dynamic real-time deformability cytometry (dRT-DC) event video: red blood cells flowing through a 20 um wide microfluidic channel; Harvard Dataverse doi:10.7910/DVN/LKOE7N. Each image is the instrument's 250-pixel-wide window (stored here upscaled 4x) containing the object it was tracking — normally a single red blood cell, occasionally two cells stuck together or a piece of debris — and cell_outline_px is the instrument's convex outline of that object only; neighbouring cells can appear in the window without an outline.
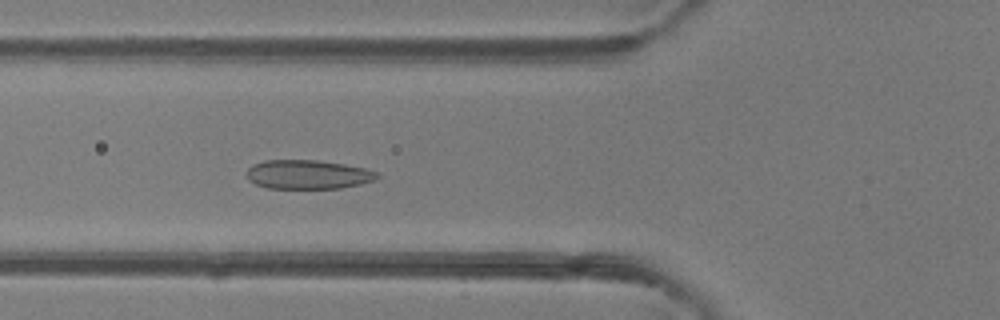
{"species": "common noctule bat (a hibernating species)", "species_latin": "Nyctalus noctula", "temperature_condition": "room temperature", "stored_images_in_passage": 48, "camera_frame_rate_fps": 3000, "um_per_image_px": 0.085, "animal": {"sex": "female"}, "frame": {"image": 1, "passage_image": 17, "time_ms": 5.333, "image_size_px": [1000, 320], "cell_outline_px": [[380, 176], [376, 180], [360, 184], [340, 188], [268, 188], [256, 184], [248, 180], [244, 176], [244, 172], [252, 164], [264, 160], [316, 160], [344, 164], [364, 168], [380, 172]], "centroid_in_image_um": [26.15, 14.82], "position_along_channel_um": 99.7, "area_um2": 22.37}}
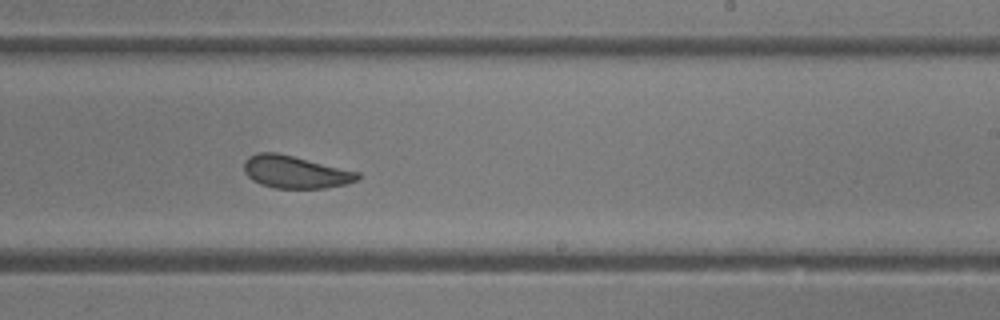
{"frame": {"image": 2, "passage_image": 29, "time_ms": 9.333, "image_size_px": [1000, 320], "cell_outline_px": [[360, 180], [348, 184], [324, 188], [276, 188], [260, 184], [252, 180], [244, 172], [244, 160], [248, 156], [256, 152], [276, 152], [360, 172]], "centroid_in_image_um": [25.1, 14.62], "position_along_channel_um": 263.9, "area_um2": 21.68}}
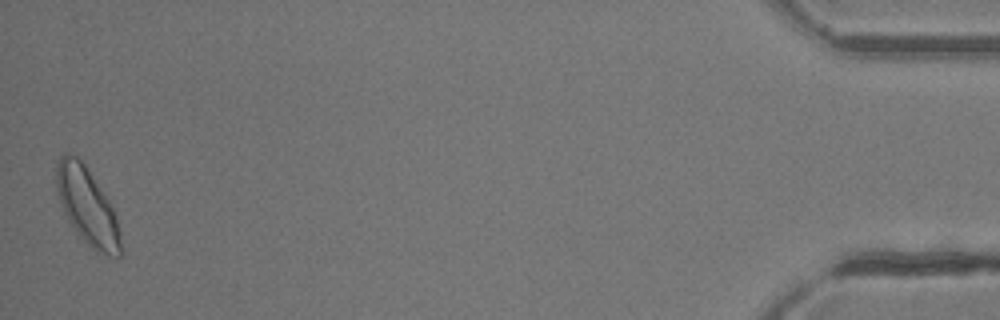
{"frame": {"image": 3, "passage_image": 48, "time_ms": 15.667, "image_size_px": [1000, 320], "cell_outline_px": [[120, 256], [112, 256], [96, 252], [80, 236], [68, 220], [64, 212], [56, 188], [56, 164], [60, 156], [64, 152], [68, 152], [76, 156], [84, 164], [108, 200], [116, 216], [120, 232]], "centroid_in_image_um": [7.39, 17.51], "position_along_channel_um": 427.8, "area_um2": 28.26}, "authors_computed_cell_mechanics": {"area_um2": 23.5535, "velocity_mm_per_s": 4.0959, "shape_relaxation_time_tau1_ms": 3.496, "shape_relaxation_time_tau2_ms": 1.0871, "deformation_change_tau1": 0.0913, "deformation_change_tau2": 0.0572}}